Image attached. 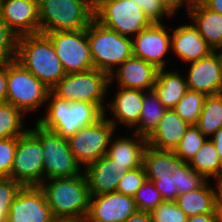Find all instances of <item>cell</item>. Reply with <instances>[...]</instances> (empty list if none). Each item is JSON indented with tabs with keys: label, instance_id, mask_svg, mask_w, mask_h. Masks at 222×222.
I'll use <instances>...</instances> for the list:
<instances>
[{
	"label": "cell",
	"instance_id": "cell-15",
	"mask_svg": "<svg viewBox=\"0 0 222 222\" xmlns=\"http://www.w3.org/2000/svg\"><path fill=\"white\" fill-rule=\"evenodd\" d=\"M51 210L39 186L22 187L10 206L6 222H52Z\"/></svg>",
	"mask_w": 222,
	"mask_h": 222
},
{
	"label": "cell",
	"instance_id": "cell-4",
	"mask_svg": "<svg viewBox=\"0 0 222 222\" xmlns=\"http://www.w3.org/2000/svg\"><path fill=\"white\" fill-rule=\"evenodd\" d=\"M90 0H38L40 33L86 29L95 19Z\"/></svg>",
	"mask_w": 222,
	"mask_h": 222
},
{
	"label": "cell",
	"instance_id": "cell-27",
	"mask_svg": "<svg viewBox=\"0 0 222 222\" xmlns=\"http://www.w3.org/2000/svg\"><path fill=\"white\" fill-rule=\"evenodd\" d=\"M153 89L167 109H173L188 90L186 78L177 71H165L164 69H158Z\"/></svg>",
	"mask_w": 222,
	"mask_h": 222
},
{
	"label": "cell",
	"instance_id": "cell-18",
	"mask_svg": "<svg viewBox=\"0 0 222 222\" xmlns=\"http://www.w3.org/2000/svg\"><path fill=\"white\" fill-rule=\"evenodd\" d=\"M0 17L17 37L40 33L38 0H0Z\"/></svg>",
	"mask_w": 222,
	"mask_h": 222
},
{
	"label": "cell",
	"instance_id": "cell-24",
	"mask_svg": "<svg viewBox=\"0 0 222 222\" xmlns=\"http://www.w3.org/2000/svg\"><path fill=\"white\" fill-rule=\"evenodd\" d=\"M112 102L108 103L115 119H106L116 128V122L127 126H135L138 123L142 103L143 91L136 89L120 88Z\"/></svg>",
	"mask_w": 222,
	"mask_h": 222
},
{
	"label": "cell",
	"instance_id": "cell-45",
	"mask_svg": "<svg viewBox=\"0 0 222 222\" xmlns=\"http://www.w3.org/2000/svg\"><path fill=\"white\" fill-rule=\"evenodd\" d=\"M212 142L217 150V153L222 161V127L216 131L212 137Z\"/></svg>",
	"mask_w": 222,
	"mask_h": 222
},
{
	"label": "cell",
	"instance_id": "cell-31",
	"mask_svg": "<svg viewBox=\"0 0 222 222\" xmlns=\"http://www.w3.org/2000/svg\"><path fill=\"white\" fill-rule=\"evenodd\" d=\"M23 114L8 102L0 104V139L19 137L29 130L23 128Z\"/></svg>",
	"mask_w": 222,
	"mask_h": 222
},
{
	"label": "cell",
	"instance_id": "cell-6",
	"mask_svg": "<svg viewBox=\"0 0 222 222\" xmlns=\"http://www.w3.org/2000/svg\"><path fill=\"white\" fill-rule=\"evenodd\" d=\"M110 85L108 74L93 68L83 72L68 73L51 89L57 98L68 102H86L95 105L103 114L104 99Z\"/></svg>",
	"mask_w": 222,
	"mask_h": 222
},
{
	"label": "cell",
	"instance_id": "cell-46",
	"mask_svg": "<svg viewBox=\"0 0 222 222\" xmlns=\"http://www.w3.org/2000/svg\"><path fill=\"white\" fill-rule=\"evenodd\" d=\"M210 10L222 14V0H201Z\"/></svg>",
	"mask_w": 222,
	"mask_h": 222
},
{
	"label": "cell",
	"instance_id": "cell-50",
	"mask_svg": "<svg viewBox=\"0 0 222 222\" xmlns=\"http://www.w3.org/2000/svg\"><path fill=\"white\" fill-rule=\"evenodd\" d=\"M77 222H90V221L88 219L84 218V219L78 220Z\"/></svg>",
	"mask_w": 222,
	"mask_h": 222
},
{
	"label": "cell",
	"instance_id": "cell-37",
	"mask_svg": "<svg viewBox=\"0 0 222 222\" xmlns=\"http://www.w3.org/2000/svg\"><path fill=\"white\" fill-rule=\"evenodd\" d=\"M152 222H186V214L176 202L163 201L150 212Z\"/></svg>",
	"mask_w": 222,
	"mask_h": 222
},
{
	"label": "cell",
	"instance_id": "cell-29",
	"mask_svg": "<svg viewBox=\"0 0 222 222\" xmlns=\"http://www.w3.org/2000/svg\"><path fill=\"white\" fill-rule=\"evenodd\" d=\"M189 166L208 181L210 177L217 179L222 174V161L210 138L196 152Z\"/></svg>",
	"mask_w": 222,
	"mask_h": 222
},
{
	"label": "cell",
	"instance_id": "cell-3",
	"mask_svg": "<svg viewBox=\"0 0 222 222\" xmlns=\"http://www.w3.org/2000/svg\"><path fill=\"white\" fill-rule=\"evenodd\" d=\"M15 60L50 89L66 74L51 40L42 33L17 37Z\"/></svg>",
	"mask_w": 222,
	"mask_h": 222
},
{
	"label": "cell",
	"instance_id": "cell-25",
	"mask_svg": "<svg viewBox=\"0 0 222 222\" xmlns=\"http://www.w3.org/2000/svg\"><path fill=\"white\" fill-rule=\"evenodd\" d=\"M199 34L214 51H222V14L208 9L201 1L189 11Z\"/></svg>",
	"mask_w": 222,
	"mask_h": 222
},
{
	"label": "cell",
	"instance_id": "cell-38",
	"mask_svg": "<svg viewBox=\"0 0 222 222\" xmlns=\"http://www.w3.org/2000/svg\"><path fill=\"white\" fill-rule=\"evenodd\" d=\"M17 36L0 17V63L16 59Z\"/></svg>",
	"mask_w": 222,
	"mask_h": 222
},
{
	"label": "cell",
	"instance_id": "cell-10",
	"mask_svg": "<svg viewBox=\"0 0 222 222\" xmlns=\"http://www.w3.org/2000/svg\"><path fill=\"white\" fill-rule=\"evenodd\" d=\"M94 14L104 27L131 38L151 24L142 8L132 0H98Z\"/></svg>",
	"mask_w": 222,
	"mask_h": 222
},
{
	"label": "cell",
	"instance_id": "cell-8",
	"mask_svg": "<svg viewBox=\"0 0 222 222\" xmlns=\"http://www.w3.org/2000/svg\"><path fill=\"white\" fill-rule=\"evenodd\" d=\"M29 131L41 142L44 162L43 181L51 178H69L82 174L81 166L73 156L66 138L46 130L36 123Z\"/></svg>",
	"mask_w": 222,
	"mask_h": 222
},
{
	"label": "cell",
	"instance_id": "cell-16",
	"mask_svg": "<svg viewBox=\"0 0 222 222\" xmlns=\"http://www.w3.org/2000/svg\"><path fill=\"white\" fill-rule=\"evenodd\" d=\"M187 89L204 93L205 95L221 94L222 87V51H213L210 55L198 61L190 62Z\"/></svg>",
	"mask_w": 222,
	"mask_h": 222
},
{
	"label": "cell",
	"instance_id": "cell-48",
	"mask_svg": "<svg viewBox=\"0 0 222 222\" xmlns=\"http://www.w3.org/2000/svg\"><path fill=\"white\" fill-rule=\"evenodd\" d=\"M217 222H222V203L216 204Z\"/></svg>",
	"mask_w": 222,
	"mask_h": 222
},
{
	"label": "cell",
	"instance_id": "cell-34",
	"mask_svg": "<svg viewBox=\"0 0 222 222\" xmlns=\"http://www.w3.org/2000/svg\"><path fill=\"white\" fill-rule=\"evenodd\" d=\"M137 210L150 213L164 200L152 181L147 180L133 197Z\"/></svg>",
	"mask_w": 222,
	"mask_h": 222
},
{
	"label": "cell",
	"instance_id": "cell-9",
	"mask_svg": "<svg viewBox=\"0 0 222 222\" xmlns=\"http://www.w3.org/2000/svg\"><path fill=\"white\" fill-rule=\"evenodd\" d=\"M50 88L26 70L18 61L7 62L6 102L21 110L24 115L48 101Z\"/></svg>",
	"mask_w": 222,
	"mask_h": 222
},
{
	"label": "cell",
	"instance_id": "cell-47",
	"mask_svg": "<svg viewBox=\"0 0 222 222\" xmlns=\"http://www.w3.org/2000/svg\"><path fill=\"white\" fill-rule=\"evenodd\" d=\"M217 203H222V174L216 179Z\"/></svg>",
	"mask_w": 222,
	"mask_h": 222
},
{
	"label": "cell",
	"instance_id": "cell-32",
	"mask_svg": "<svg viewBox=\"0 0 222 222\" xmlns=\"http://www.w3.org/2000/svg\"><path fill=\"white\" fill-rule=\"evenodd\" d=\"M206 97L207 95L204 93L187 90L173 110L190 125L196 124L201 115Z\"/></svg>",
	"mask_w": 222,
	"mask_h": 222
},
{
	"label": "cell",
	"instance_id": "cell-51",
	"mask_svg": "<svg viewBox=\"0 0 222 222\" xmlns=\"http://www.w3.org/2000/svg\"><path fill=\"white\" fill-rule=\"evenodd\" d=\"M91 2H93L94 4L98 1V0H90Z\"/></svg>",
	"mask_w": 222,
	"mask_h": 222
},
{
	"label": "cell",
	"instance_id": "cell-23",
	"mask_svg": "<svg viewBox=\"0 0 222 222\" xmlns=\"http://www.w3.org/2000/svg\"><path fill=\"white\" fill-rule=\"evenodd\" d=\"M109 146L106 154L123 172L142 166L143 152L147 146L145 137L133 132V138L122 137L114 141L110 139Z\"/></svg>",
	"mask_w": 222,
	"mask_h": 222
},
{
	"label": "cell",
	"instance_id": "cell-33",
	"mask_svg": "<svg viewBox=\"0 0 222 222\" xmlns=\"http://www.w3.org/2000/svg\"><path fill=\"white\" fill-rule=\"evenodd\" d=\"M207 137L198 129L195 124H191L179 145L175 148L174 153L184 162H190L200 149Z\"/></svg>",
	"mask_w": 222,
	"mask_h": 222
},
{
	"label": "cell",
	"instance_id": "cell-35",
	"mask_svg": "<svg viewBox=\"0 0 222 222\" xmlns=\"http://www.w3.org/2000/svg\"><path fill=\"white\" fill-rule=\"evenodd\" d=\"M146 173L143 165L122 174L121 180L117 184L116 192L134 197L137 190L146 181Z\"/></svg>",
	"mask_w": 222,
	"mask_h": 222
},
{
	"label": "cell",
	"instance_id": "cell-28",
	"mask_svg": "<svg viewBox=\"0 0 222 222\" xmlns=\"http://www.w3.org/2000/svg\"><path fill=\"white\" fill-rule=\"evenodd\" d=\"M167 108L160 102L154 89L143 91V103L134 132L147 138L164 116Z\"/></svg>",
	"mask_w": 222,
	"mask_h": 222
},
{
	"label": "cell",
	"instance_id": "cell-20",
	"mask_svg": "<svg viewBox=\"0 0 222 222\" xmlns=\"http://www.w3.org/2000/svg\"><path fill=\"white\" fill-rule=\"evenodd\" d=\"M171 48L185 63L198 61L214 51L199 34L194 24H185L173 29Z\"/></svg>",
	"mask_w": 222,
	"mask_h": 222
},
{
	"label": "cell",
	"instance_id": "cell-17",
	"mask_svg": "<svg viewBox=\"0 0 222 222\" xmlns=\"http://www.w3.org/2000/svg\"><path fill=\"white\" fill-rule=\"evenodd\" d=\"M137 211L133 197L115 191L91 196L86 219L90 222H124Z\"/></svg>",
	"mask_w": 222,
	"mask_h": 222
},
{
	"label": "cell",
	"instance_id": "cell-43",
	"mask_svg": "<svg viewBox=\"0 0 222 222\" xmlns=\"http://www.w3.org/2000/svg\"><path fill=\"white\" fill-rule=\"evenodd\" d=\"M186 222H217V214H197L187 217Z\"/></svg>",
	"mask_w": 222,
	"mask_h": 222
},
{
	"label": "cell",
	"instance_id": "cell-39",
	"mask_svg": "<svg viewBox=\"0 0 222 222\" xmlns=\"http://www.w3.org/2000/svg\"><path fill=\"white\" fill-rule=\"evenodd\" d=\"M142 8L145 16L151 23H161L163 17L174 14L165 5L163 0H132Z\"/></svg>",
	"mask_w": 222,
	"mask_h": 222
},
{
	"label": "cell",
	"instance_id": "cell-42",
	"mask_svg": "<svg viewBox=\"0 0 222 222\" xmlns=\"http://www.w3.org/2000/svg\"><path fill=\"white\" fill-rule=\"evenodd\" d=\"M165 5L169 8V10L174 14L182 8L184 3L187 4V11H189L199 0H163Z\"/></svg>",
	"mask_w": 222,
	"mask_h": 222
},
{
	"label": "cell",
	"instance_id": "cell-1",
	"mask_svg": "<svg viewBox=\"0 0 222 222\" xmlns=\"http://www.w3.org/2000/svg\"><path fill=\"white\" fill-rule=\"evenodd\" d=\"M142 165L147 180L154 183L164 201L175 202L179 194L196 190L206 181L174 151L156 150L147 145Z\"/></svg>",
	"mask_w": 222,
	"mask_h": 222
},
{
	"label": "cell",
	"instance_id": "cell-26",
	"mask_svg": "<svg viewBox=\"0 0 222 222\" xmlns=\"http://www.w3.org/2000/svg\"><path fill=\"white\" fill-rule=\"evenodd\" d=\"M206 180L199 188L189 193L179 194L176 199L178 207L187 217L197 214H217L216 188H210Z\"/></svg>",
	"mask_w": 222,
	"mask_h": 222
},
{
	"label": "cell",
	"instance_id": "cell-41",
	"mask_svg": "<svg viewBox=\"0 0 222 222\" xmlns=\"http://www.w3.org/2000/svg\"><path fill=\"white\" fill-rule=\"evenodd\" d=\"M7 96V62L0 63V104L6 102Z\"/></svg>",
	"mask_w": 222,
	"mask_h": 222
},
{
	"label": "cell",
	"instance_id": "cell-14",
	"mask_svg": "<svg viewBox=\"0 0 222 222\" xmlns=\"http://www.w3.org/2000/svg\"><path fill=\"white\" fill-rule=\"evenodd\" d=\"M171 48V35L163 23H151L132 38L133 56L153 64L157 69H165L164 56Z\"/></svg>",
	"mask_w": 222,
	"mask_h": 222
},
{
	"label": "cell",
	"instance_id": "cell-11",
	"mask_svg": "<svg viewBox=\"0 0 222 222\" xmlns=\"http://www.w3.org/2000/svg\"><path fill=\"white\" fill-rule=\"evenodd\" d=\"M115 127L106 119V111L94 123L80 127L67 138L69 149L80 165L87 166L107 153Z\"/></svg>",
	"mask_w": 222,
	"mask_h": 222
},
{
	"label": "cell",
	"instance_id": "cell-2",
	"mask_svg": "<svg viewBox=\"0 0 222 222\" xmlns=\"http://www.w3.org/2000/svg\"><path fill=\"white\" fill-rule=\"evenodd\" d=\"M39 188L54 218L78 221L87 217L91 196L84 173L69 178L46 179Z\"/></svg>",
	"mask_w": 222,
	"mask_h": 222
},
{
	"label": "cell",
	"instance_id": "cell-30",
	"mask_svg": "<svg viewBox=\"0 0 222 222\" xmlns=\"http://www.w3.org/2000/svg\"><path fill=\"white\" fill-rule=\"evenodd\" d=\"M195 125L205 136H213L222 127V93L206 97Z\"/></svg>",
	"mask_w": 222,
	"mask_h": 222
},
{
	"label": "cell",
	"instance_id": "cell-36",
	"mask_svg": "<svg viewBox=\"0 0 222 222\" xmlns=\"http://www.w3.org/2000/svg\"><path fill=\"white\" fill-rule=\"evenodd\" d=\"M22 186L9 177H0V222L7 221L13 199Z\"/></svg>",
	"mask_w": 222,
	"mask_h": 222
},
{
	"label": "cell",
	"instance_id": "cell-22",
	"mask_svg": "<svg viewBox=\"0 0 222 222\" xmlns=\"http://www.w3.org/2000/svg\"><path fill=\"white\" fill-rule=\"evenodd\" d=\"M189 126L173 109H167L154 131L146 138L147 145L156 150L174 151Z\"/></svg>",
	"mask_w": 222,
	"mask_h": 222
},
{
	"label": "cell",
	"instance_id": "cell-21",
	"mask_svg": "<svg viewBox=\"0 0 222 222\" xmlns=\"http://www.w3.org/2000/svg\"><path fill=\"white\" fill-rule=\"evenodd\" d=\"M90 196L115 192L124 173L107 154L83 169Z\"/></svg>",
	"mask_w": 222,
	"mask_h": 222
},
{
	"label": "cell",
	"instance_id": "cell-12",
	"mask_svg": "<svg viewBox=\"0 0 222 222\" xmlns=\"http://www.w3.org/2000/svg\"><path fill=\"white\" fill-rule=\"evenodd\" d=\"M51 40L66 74L94 68L87 38V28L45 33Z\"/></svg>",
	"mask_w": 222,
	"mask_h": 222
},
{
	"label": "cell",
	"instance_id": "cell-7",
	"mask_svg": "<svg viewBox=\"0 0 222 222\" xmlns=\"http://www.w3.org/2000/svg\"><path fill=\"white\" fill-rule=\"evenodd\" d=\"M87 38L94 68L108 75L133 55L131 37L106 28L95 19L87 27Z\"/></svg>",
	"mask_w": 222,
	"mask_h": 222
},
{
	"label": "cell",
	"instance_id": "cell-19",
	"mask_svg": "<svg viewBox=\"0 0 222 222\" xmlns=\"http://www.w3.org/2000/svg\"><path fill=\"white\" fill-rule=\"evenodd\" d=\"M157 72L158 69L153 64L132 55L109 75L110 84L115 77L120 88L151 90L154 87Z\"/></svg>",
	"mask_w": 222,
	"mask_h": 222
},
{
	"label": "cell",
	"instance_id": "cell-40",
	"mask_svg": "<svg viewBox=\"0 0 222 222\" xmlns=\"http://www.w3.org/2000/svg\"><path fill=\"white\" fill-rule=\"evenodd\" d=\"M16 147L17 137L0 139V177H9Z\"/></svg>",
	"mask_w": 222,
	"mask_h": 222
},
{
	"label": "cell",
	"instance_id": "cell-44",
	"mask_svg": "<svg viewBox=\"0 0 222 222\" xmlns=\"http://www.w3.org/2000/svg\"><path fill=\"white\" fill-rule=\"evenodd\" d=\"M124 222H152L150 213L137 211L135 214L131 215Z\"/></svg>",
	"mask_w": 222,
	"mask_h": 222
},
{
	"label": "cell",
	"instance_id": "cell-5",
	"mask_svg": "<svg viewBox=\"0 0 222 222\" xmlns=\"http://www.w3.org/2000/svg\"><path fill=\"white\" fill-rule=\"evenodd\" d=\"M49 99L46 116L39 118L36 123L66 139L80 127L94 123L103 115L93 104L64 101L51 92L48 94Z\"/></svg>",
	"mask_w": 222,
	"mask_h": 222
},
{
	"label": "cell",
	"instance_id": "cell-49",
	"mask_svg": "<svg viewBox=\"0 0 222 222\" xmlns=\"http://www.w3.org/2000/svg\"><path fill=\"white\" fill-rule=\"evenodd\" d=\"M52 222H77V220L55 218Z\"/></svg>",
	"mask_w": 222,
	"mask_h": 222
},
{
	"label": "cell",
	"instance_id": "cell-13",
	"mask_svg": "<svg viewBox=\"0 0 222 222\" xmlns=\"http://www.w3.org/2000/svg\"><path fill=\"white\" fill-rule=\"evenodd\" d=\"M43 162L41 142L28 130L17 137V147L9 178L22 187L39 186L43 182Z\"/></svg>",
	"mask_w": 222,
	"mask_h": 222
}]
</instances>
